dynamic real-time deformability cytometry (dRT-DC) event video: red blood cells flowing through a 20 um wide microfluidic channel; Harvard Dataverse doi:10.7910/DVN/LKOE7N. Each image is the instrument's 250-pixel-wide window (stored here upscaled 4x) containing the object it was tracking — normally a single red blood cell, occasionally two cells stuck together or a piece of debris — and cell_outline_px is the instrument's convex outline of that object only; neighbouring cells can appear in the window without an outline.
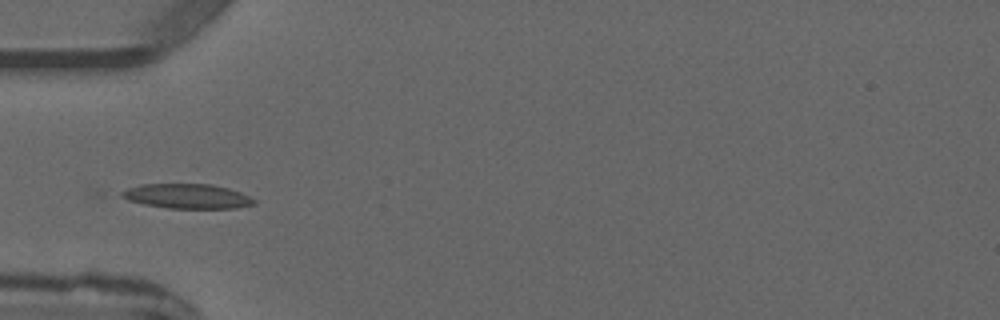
{"species": "common noctule bat (a hibernating species)", "species_latin": "Nyctalus noctula", "temperature_condition": "warm", "stored_images_in_passage": 4, "camera_frame_rate_fps": 3000, "um_per_image_px": 0.085, "animal": {"sex": "male", "forearm_length_mm": 52.5}, "frame": {"image": 1, "passage_image": 3, "time_ms": 2.333, "image_size_px": [1000, 320], "cell_outline_px": [[256, 204], [236, 208], [168, 208], [144, 204], [128, 200], [120, 196], [120, 192], [128, 188], [140, 184], [196, 180], [228, 188], [240, 192], [256, 200]], "centroid_in_image_um": [15.89, 16.61], "position_along_channel_um": 69.1, "area_um2": 20.06}}
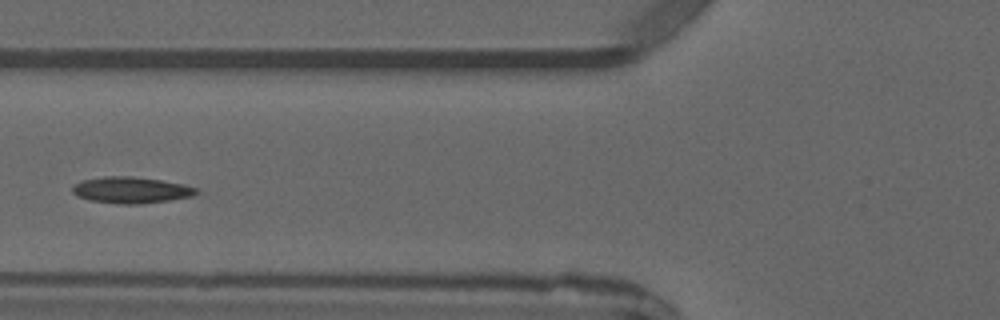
{"frame": {"image": 2, "passage_image": 4, "time_ms": 3.333, "image_size_px": [1000, 320], "cell_outline_px": [[200, 192], [196, 196], [172, 200], [136, 204], [120, 204], [88, 200], [76, 196], [72, 192], [72, 184], [80, 180], [104, 176], [132, 176], [160, 180], [184, 184], [200, 188]], "centroid_in_image_um": [11.16, 16.15], "position_along_channel_um": 114.6, "area_um2": 19.48}}